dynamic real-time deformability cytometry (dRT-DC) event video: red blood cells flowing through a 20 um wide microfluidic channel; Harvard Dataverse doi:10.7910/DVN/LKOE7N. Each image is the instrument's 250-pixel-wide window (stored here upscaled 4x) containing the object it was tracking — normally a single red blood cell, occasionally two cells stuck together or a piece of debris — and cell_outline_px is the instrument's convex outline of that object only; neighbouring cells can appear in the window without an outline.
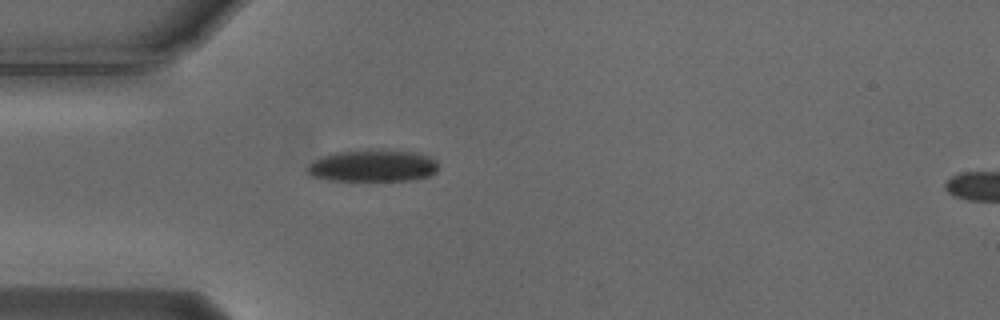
{"species": "Egyptian fruit bat (a non-hibernating species)", "species_latin": "Rousettus aegyptiacus", "temperature_condition": "cold", "stored_images_in_passage": 3, "camera_frame_rate_fps": 3000, "um_per_image_px": 0.085, "animal": {"sex": "male"}, "frame": {"image": 1, "passage_image": 1, "time_ms": 0.0, "image_size_px": [1000, 320], "cell_outline_px": [[436, 172], [428, 176], [412, 180], [328, 180], [312, 176], [308, 172], [308, 164], [324, 156], [336, 152], [412, 152], [428, 156], [436, 160]], "centroid_in_image_um": [31.69, 14.13], "position_along_channel_um": 53.3, "area_um2": 23.24}}